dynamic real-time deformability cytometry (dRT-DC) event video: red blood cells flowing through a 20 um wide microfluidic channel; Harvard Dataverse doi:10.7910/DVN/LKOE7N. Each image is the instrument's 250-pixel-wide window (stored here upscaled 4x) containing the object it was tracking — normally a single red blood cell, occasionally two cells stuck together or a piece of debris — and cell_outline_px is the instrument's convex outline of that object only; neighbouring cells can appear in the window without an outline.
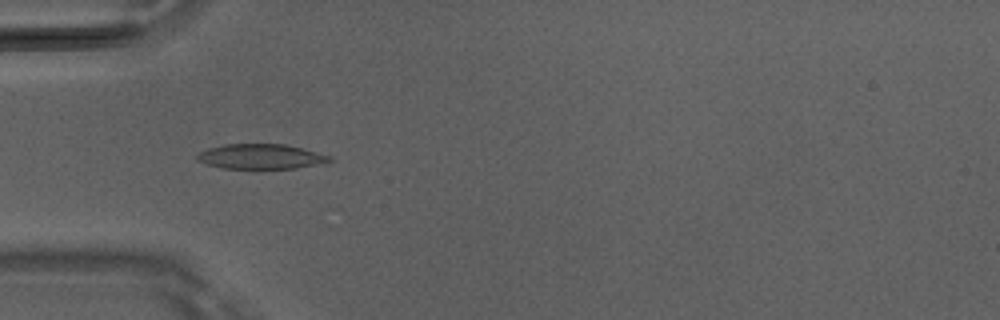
{"species": "Egyptian fruit bat (a non-hibernating species)", "species_latin": "Rousettus aegyptiacus", "temperature_condition": "room temperature", "stored_images_in_passage": 20, "camera_frame_rate_fps": 3000, "um_per_image_px": 0.085, "animal": {"sex": "male"}, "frame": {"image": 1, "passage_image": 8, "time_ms": 2.333, "image_size_px": [1000, 320], "cell_outline_px": [[336, 160], [328, 164], [296, 168], [224, 168], [208, 164], [196, 160], [196, 156], [200, 152], [208, 148], [224, 144], [284, 144], [332, 156]], "centroid_in_image_um": [22.26, 13.31], "position_along_channel_um": 62.7, "area_um2": 19.36}}